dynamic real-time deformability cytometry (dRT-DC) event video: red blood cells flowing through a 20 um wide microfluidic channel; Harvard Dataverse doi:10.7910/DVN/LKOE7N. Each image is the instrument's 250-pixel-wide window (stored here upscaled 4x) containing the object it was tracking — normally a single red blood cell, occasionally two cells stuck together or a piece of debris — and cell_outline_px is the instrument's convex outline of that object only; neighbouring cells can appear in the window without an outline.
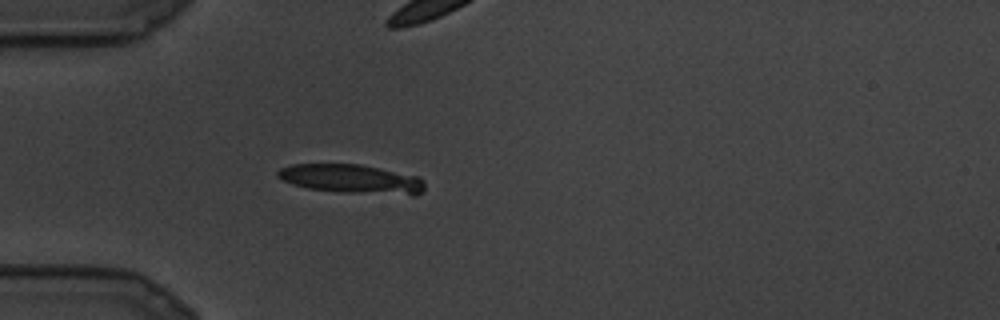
{"species": "common noctule bat (a hibernating species)", "species_latin": "Nyctalus noctula", "temperature_condition": "cold", "stored_images_in_passage": 18, "camera_frame_rate_fps": 3000, "um_per_image_px": 0.085, "animal": {"sex": "male", "body_mass_g": 19.5, "forearm_length_mm": 54.6}, "frame": {"image": 1, "passage_image": 8, "time_ms": 2.333, "image_size_px": [1000, 320], "cell_outline_px": [[424, 188], [416, 196], [412, 196], [340, 192], [308, 188], [292, 184], [276, 176], [276, 172], [280, 168], [292, 164], [360, 164], [420, 176], [424, 180]], "centroid_in_image_um": [29.93, 15.22], "position_along_channel_um": 55.1, "area_um2": 25.2}}